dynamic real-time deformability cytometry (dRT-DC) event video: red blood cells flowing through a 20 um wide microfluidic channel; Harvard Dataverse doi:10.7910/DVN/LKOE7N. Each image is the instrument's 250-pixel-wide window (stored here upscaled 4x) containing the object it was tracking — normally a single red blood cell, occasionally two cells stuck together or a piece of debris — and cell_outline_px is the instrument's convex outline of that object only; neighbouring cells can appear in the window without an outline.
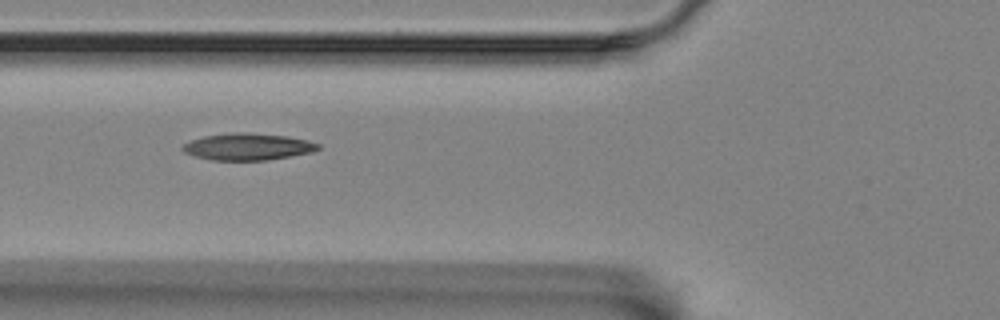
{"species": "Egyptian fruit bat (a non-hibernating species)", "species_latin": "Rousettus aegyptiacus", "temperature_condition": "room temperature", "stored_images_in_passage": 25, "camera_frame_rate_fps": 3000, "um_per_image_px": 0.085, "animal": {"sex": "female"}, "frame": {"image": 1, "passage_image": 4, "time_ms": 1.0, "image_size_px": [1000, 320], "cell_outline_px": [[320, 148], [312, 152], [268, 160], [212, 160], [196, 156], [184, 152], [180, 148], [184, 144], [192, 140], [204, 136], [232, 132], [248, 132], [288, 136], [308, 140], [320, 144]], "centroid_in_image_um": [21.08, 12.46], "position_along_channel_um": 104.7, "area_um2": 21.21}}
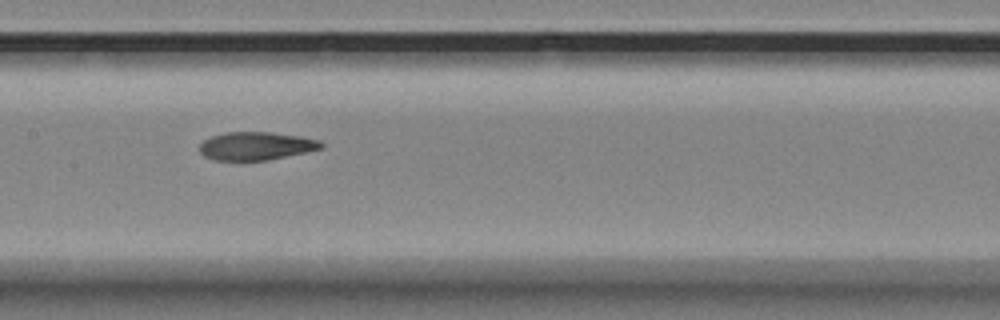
{"frame": {"image": 2, "passage_image": 11, "time_ms": 3.333, "image_size_px": [1000, 320], "cell_outline_px": [[324, 148], [268, 160], [216, 160], [204, 156], [200, 152], [200, 144], [204, 140], [212, 136], [224, 132], [272, 132], [300, 136], [320, 140], [324, 144]], "centroid_in_image_um": [21.79, 12.4], "position_along_channel_um": 185.6, "area_um2": 19.94}}
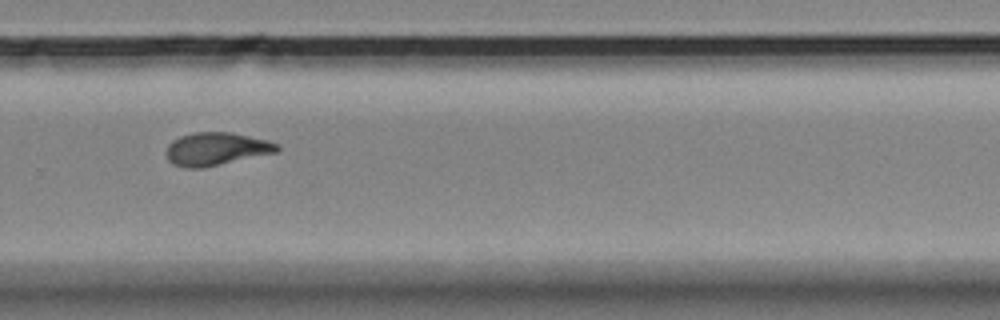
{"frame": {"image": 3, "passage_image": 22, "time_ms": 7.0, "image_size_px": [1000, 320], "cell_outline_px": [[280, 152], [200, 168], [184, 168], [172, 164], [168, 160], [168, 144], [172, 140], [180, 136], [196, 132], [232, 132], [268, 140], [280, 144]], "centroid_in_image_um": [18.43, 12.65], "position_along_channel_um": 311.4, "area_um2": 21.39}}